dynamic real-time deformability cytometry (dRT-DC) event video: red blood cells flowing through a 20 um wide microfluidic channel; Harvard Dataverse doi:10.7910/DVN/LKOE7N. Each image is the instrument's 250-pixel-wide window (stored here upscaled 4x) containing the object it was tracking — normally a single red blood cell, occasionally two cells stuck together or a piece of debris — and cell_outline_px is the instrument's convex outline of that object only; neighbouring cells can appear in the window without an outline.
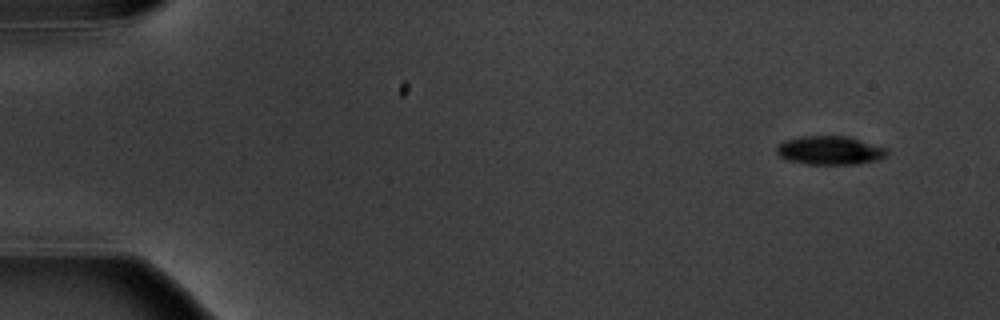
{"species": "common noctule bat (a hibernating species)", "species_latin": "Nyctalus noctula", "temperature_condition": "warm", "stored_images_in_passage": 6, "camera_frame_rate_fps": 3000, "um_per_image_px": 0.085, "animal": {"sex": "male", "body_mass_g": 20.1, "forearm_length_mm": 53.5}, "frame": {"image": 1, "passage_image": 1, "time_ms": 0.0, "image_size_px": [1000, 320], "cell_outline_px": [[888, 156], [876, 160], [856, 164], [804, 164], [788, 160], [780, 156], [776, 152], [776, 148], [784, 140], [800, 136], [848, 136], [888, 148]], "centroid_in_image_um": [70.56, 12.78], "position_along_channel_um": 14.4, "area_um2": 18.55}}
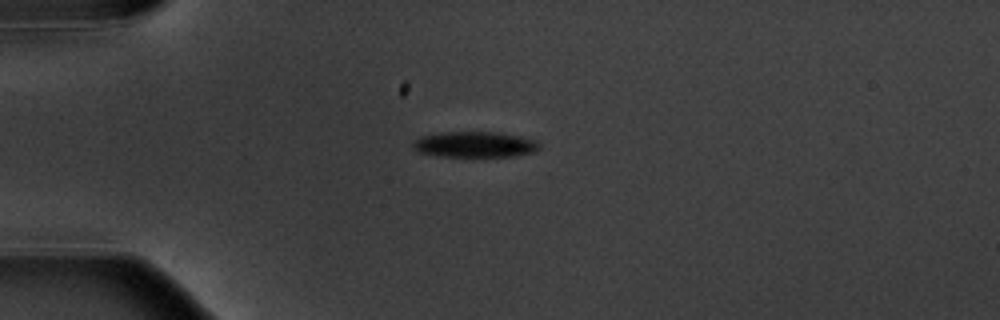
{"frame": {"image": 2, "passage_image": 4, "time_ms": 3.667, "image_size_px": [1000, 320], "cell_outline_px": [[540, 148], [536, 152], [516, 156], [440, 156], [420, 152], [412, 148], [412, 140], [420, 136], [440, 132], [496, 132], [520, 136], [536, 140], [540, 144]], "centroid_in_image_um": [40.36, 12.27], "position_along_channel_um": 44.6, "area_um2": 19.13}}